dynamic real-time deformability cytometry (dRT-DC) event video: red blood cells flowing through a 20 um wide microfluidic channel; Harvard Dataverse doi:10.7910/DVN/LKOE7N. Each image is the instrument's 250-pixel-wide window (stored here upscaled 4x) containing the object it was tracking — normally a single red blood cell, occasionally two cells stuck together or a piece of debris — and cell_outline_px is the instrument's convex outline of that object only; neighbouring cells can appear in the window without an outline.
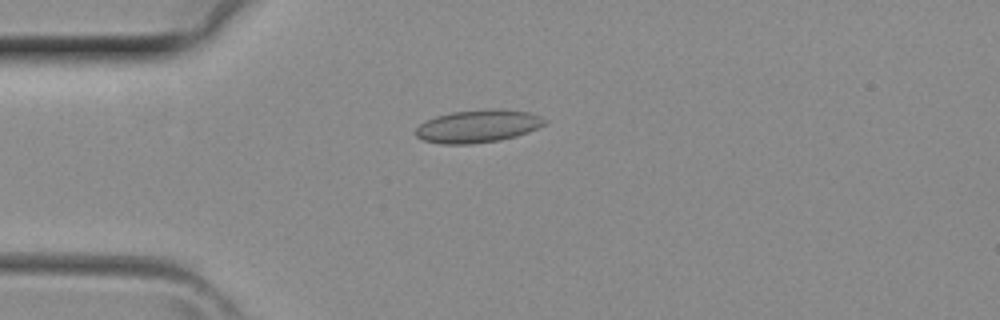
{"species": "common noctule bat (a hibernating species)", "species_latin": "Nyctalus noctula", "temperature_condition": "room temperature", "stored_images_in_passage": 3, "camera_frame_rate_fps": 3000, "um_per_image_px": 0.085, "animal": {"sex": "female", "body_mass_g": 29.2, "forearm_length_mm": 56.3}, "frame": {"image": 1, "passage_image": 2, "time_ms": 0.333, "image_size_px": [1000, 320], "cell_outline_px": [[548, 120], [544, 124], [528, 132], [516, 136], [500, 140], [472, 144], [440, 144], [424, 140], [416, 136], [416, 128], [420, 124], [436, 116], [452, 112], [496, 108], [528, 112], [540, 116]], "centroid_in_image_um": [40.63, 10.73], "position_along_channel_um": 44.4, "area_um2": 24.51}}
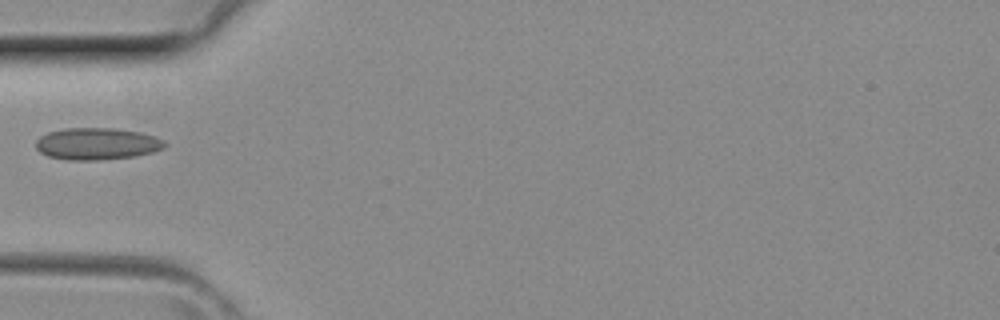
{"frame": {"image": 2, "passage_image": 3, "time_ms": 0.667, "image_size_px": [1000, 320], "cell_outline_px": [[168, 144], [164, 148], [152, 152], [136, 156], [100, 160], [68, 160], [48, 156], [40, 152], [36, 148], [36, 140], [40, 136], [48, 132], [64, 128], [116, 128], [140, 132], [156, 136], [164, 140]], "centroid_in_image_um": [8.26, 12.22], "position_along_channel_um": 76.7, "area_um2": 24.22}}